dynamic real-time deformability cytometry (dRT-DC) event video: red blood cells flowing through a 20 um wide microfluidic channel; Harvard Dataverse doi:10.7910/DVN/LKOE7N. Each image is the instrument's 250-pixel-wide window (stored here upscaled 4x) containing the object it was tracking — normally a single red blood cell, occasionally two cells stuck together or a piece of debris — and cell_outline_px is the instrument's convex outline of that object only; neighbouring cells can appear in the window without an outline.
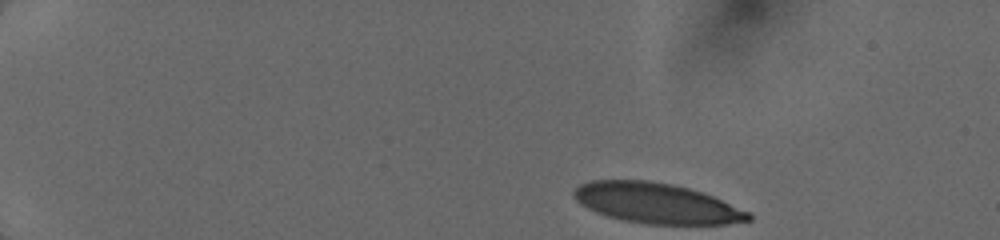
{"species": "human", "species_latin": "Homo sapiens", "temperature_condition": "cold", "stored_images_in_passage": 13, "camera_frame_rate_fps": 3000, "um_per_image_px": 0.085, "donor": {"sex": "female"}, "frame": {"image": 1, "passage_image": 1, "time_ms": 0.0, "image_size_px": [1000, 240], "cell_outline_px": [[752, 220], [728, 224], [644, 224], [624, 220], [608, 216], [596, 212], [580, 204], [572, 196], [572, 192], [580, 184], [588, 180], [648, 180], [672, 184], [704, 192], [752, 212]], "centroid_in_image_um": [55.83, 17.27], "position_along_channel_um": 29.2, "area_um2": 41.38}}
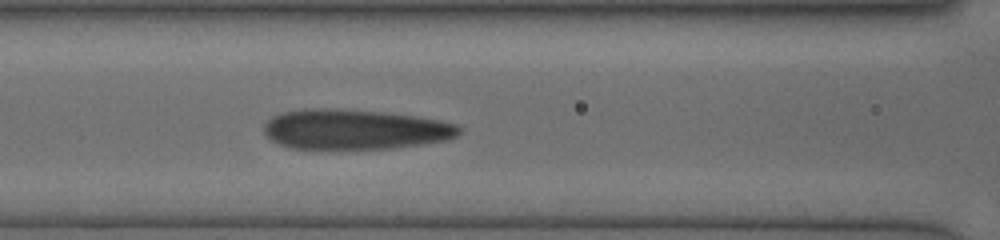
{"frame": {"image": 2, "passage_image": 11, "time_ms": 5.333, "image_size_px": [1000, 240], "cell_outline_px": [[460, 132], [456, 136], [448, 140], [396, 148], [288, 148], [264, 136], [264, 124], [272, 116], [284, 112], [304, 108], [332, 108], [384, 112], [416, 116], [440, 120], [456, 124], [460, 128]], "centroid_in_image_um": [30.15, 10.99], "position_along_channel_um": 136.5, "area_um2": 45.6}}
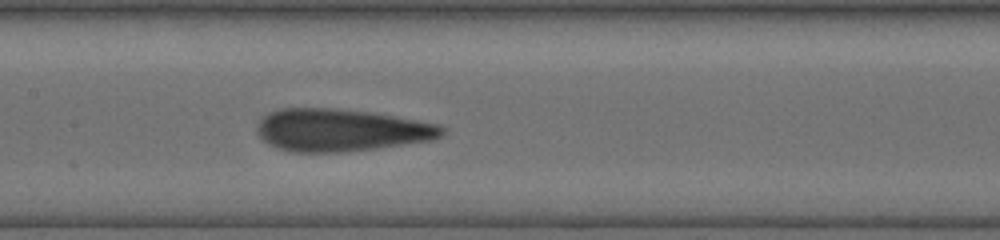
{"frame": {"image": 3, "passage_image": 13, "time_ms": 6.333, "image_size_px": [1000, 240], "cell_outline_px": [[444, 132], [440, 136], [432, 140], [380, 148], [344, 152], [292, 152], [276, 148], [268, 144], [260, 136], [260, 120], [264, 116], [272, 112], [284, 108], [332, 108], [368, 112], [440, 124], [444, 128]], "centroid_in_image_um": [29.02, 11.07], "position_along_channel_um": 178.4, "area_um2": 45.32}}